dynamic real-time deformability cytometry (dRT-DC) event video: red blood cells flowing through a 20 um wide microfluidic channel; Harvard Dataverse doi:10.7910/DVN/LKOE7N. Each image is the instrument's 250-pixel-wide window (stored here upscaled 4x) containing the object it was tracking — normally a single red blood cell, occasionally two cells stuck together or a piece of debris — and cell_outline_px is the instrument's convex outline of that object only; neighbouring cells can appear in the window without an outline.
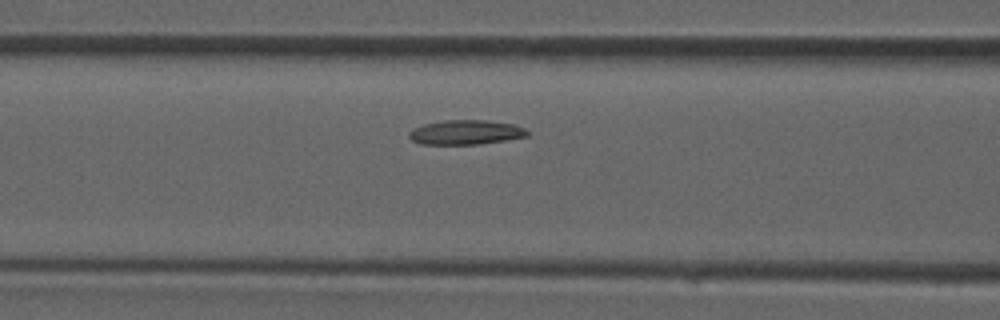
{"species": "common noctule bat (a hibernating species)", "species_latin": "Nyctalus noctula", "temperature_condition": "room temperature", "stored_images_in_passage": 26, "camera_frame_rate_fps": 3000, "um_per_image_px": 0.085, "animal": {"sex": "male", "forearm_length_mm": 52.5}, "frame": {"image": 1, "passage_image": 8, "time_ms": 2.333, "image_size_px": [1000, 320], "cell_outline_px": [[528, 136], [504, 140], [476, 144], [420, 144], [412, 140], [408, 136], [408, 132], [412, 128], [424, 124], [444, 120], [488, 120], [512, 124], [524, 128], [528, 132]], "centroid_in_image_um": [39.54, 11.24], "position_along_channel_um": 127.1, "area_um2": 16.82}}
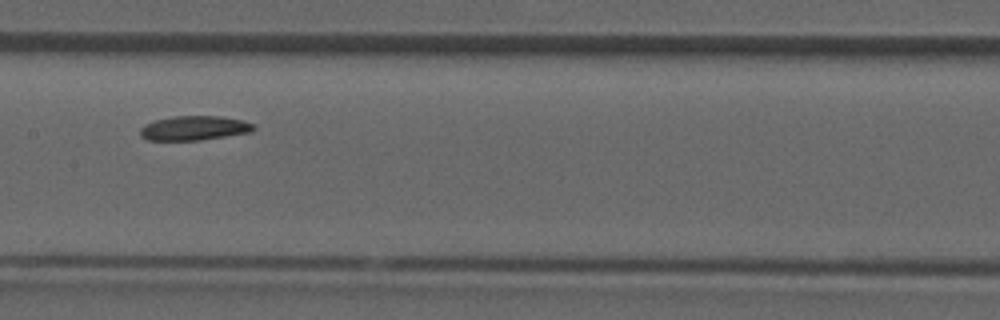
{"frame": {"image": 2, "passage_image": 12, "time_ms": 3.667, "image_size_px": [1000, 320], "cell_outline_px": [[256, 128], [252, 132], [200, 140], [148, 140], [140, 136], [140, 128], [144, 124], [156, 120], [172, 116], [220, 116], [240, 120], [252, 124]], "centroid_in_image_um": [16.48, 10.89], "position_along_channel_um": 190.9, "area_um2": 16.07}}
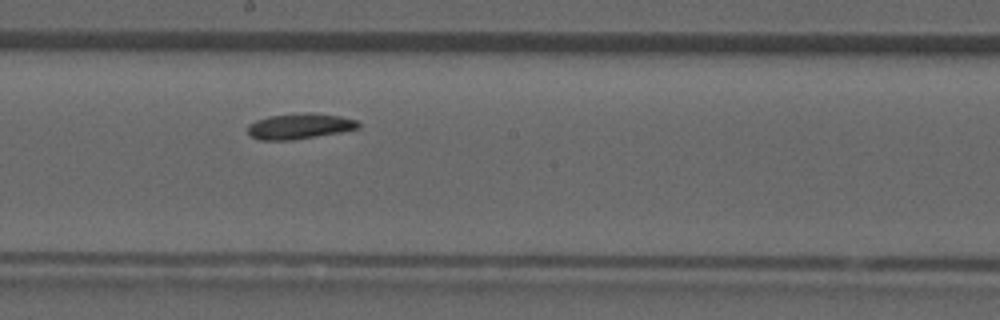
{"frame": {"image": 3, "passage_image": 14, "time_ms": 4.333, "image_size_px": [1000, 320], "cell_outline_px": [[360, 128], [340, 132], [292, 140], [260, 140], [252, 136], [248, 132], [248, 124], [256, 120], [268, 116], [304, 112], [312, 112], [340, 116], [356, 120], [360, 124]], "centroid_in_image_um": [25.47, 10.71], "position_along_channel_um": 222.7, "area_um2": 16.53}}